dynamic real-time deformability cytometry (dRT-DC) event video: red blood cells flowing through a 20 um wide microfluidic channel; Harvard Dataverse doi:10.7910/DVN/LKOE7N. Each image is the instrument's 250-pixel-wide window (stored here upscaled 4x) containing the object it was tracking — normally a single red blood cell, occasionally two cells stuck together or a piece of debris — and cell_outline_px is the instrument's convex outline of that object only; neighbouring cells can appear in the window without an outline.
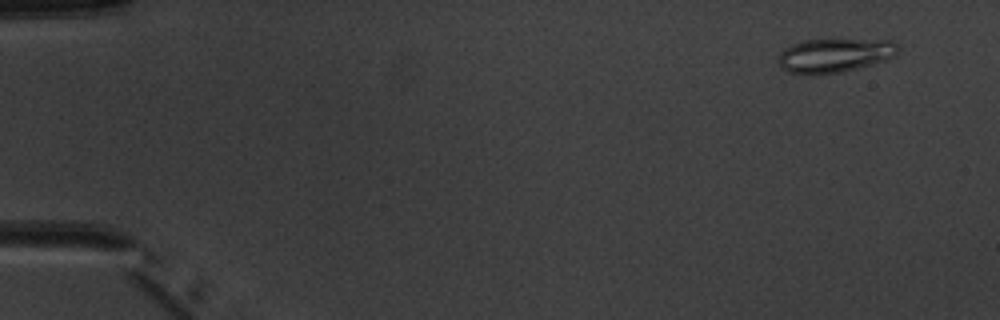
{"species": "common noctule bat (a hibernating species)", "species_latin": "Nyctalus noctula", "temperature_condition": "warm", "stored_images_in_passage": 5, "camera_frame_rate_fps": 3000, "um_per_image_px": 0.085, "animal": {"sex": "male", "body_mass_g": 20.1, "forearm_length_mm": 53.5}, "frame": {"image": 1, "passage_image": 1, "time_ms": 0.0, "image_size_px": [1000, 320], "cell_outline_px": [[900, 48], [896, 56], [860, 68], [840, 72], [788, 72], [780, 68], [780, 52], [784, 48], [792, 44], [804, 40], [892, 40]], "centroid_in_image_um": [71.0, 4.68], "position_along_channel_um": 14.0, "area_um2": 23.12}}